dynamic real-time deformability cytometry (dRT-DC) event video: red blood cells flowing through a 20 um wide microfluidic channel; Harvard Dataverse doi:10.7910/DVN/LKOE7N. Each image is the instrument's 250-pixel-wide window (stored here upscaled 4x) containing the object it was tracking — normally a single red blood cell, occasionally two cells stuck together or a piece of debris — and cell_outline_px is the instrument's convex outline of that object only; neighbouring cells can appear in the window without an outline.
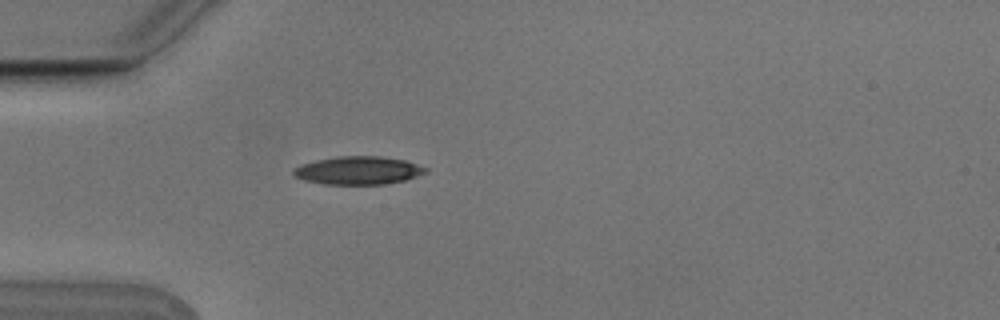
{"species": "Egyptian fruit bat (a non-hibernating species)", "species_latin": "Rousettus aegyptiacus", "temperature_condition": "cold", "stored_images_in_passage": 4, "camera_frame_rate_fps": 3000, "um_per_image_px": 0.085, "animal": {"sex": "male"}, "frame": {"image": 1, "passage_image": 4, "time_ms": 1.0, "image_size_px": [1000, 320], "cell_outline_px": [[428, 172], [404, 180], [384, 184], [324, 184], [304, 180], [292, 176], [292, 168], [300, 164], [316, 160], [336, 156], [380, 156], [404, 160], [428, 168]], "centroid_in_image_um": [30.39, 14.48], "position_along_channel_um": 54.6, "area_um2": 21.73}}